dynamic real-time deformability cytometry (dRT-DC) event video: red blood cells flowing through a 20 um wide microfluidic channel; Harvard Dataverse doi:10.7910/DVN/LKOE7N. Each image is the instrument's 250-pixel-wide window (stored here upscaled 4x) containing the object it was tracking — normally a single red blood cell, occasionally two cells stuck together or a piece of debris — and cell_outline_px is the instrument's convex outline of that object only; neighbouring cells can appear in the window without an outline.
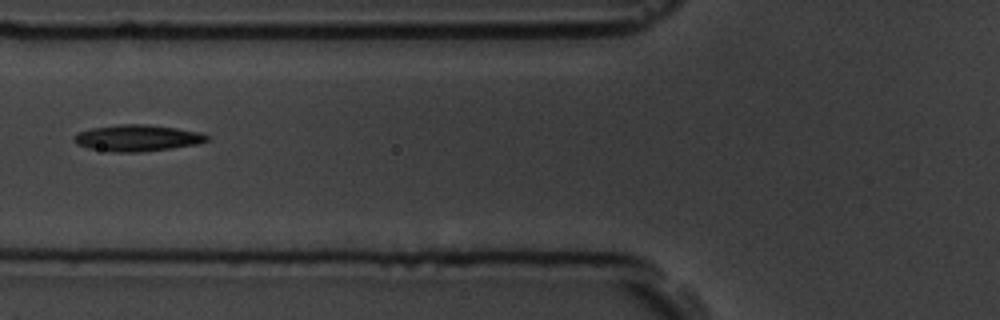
{"species": "common noctule bat (a hibernating species)", "species_latin": "Nyctalus noctula", "temperature_condition": "room temperature", "stored_images_in_passage": 8, "camera_frame_rate_fps": 3000, "um_per_image_px": 0.085, "animal": {"sex": "male", "body_mass_g": 19.5, "forearm_length_mm": 54.6}, "frame": {"image": 1, "passage_image": 4, "time_ms": 3.333, "image_size_px": [1000, 320], "cell_outline_px": [[208, 140], [196, 144], [172, 148], [140, 152], [108, 152], [88, 148], [76, 144], [72, 140], [72, 136], [76, 132], [92, 128], [120, 124], [148, 124], [176, 128], [200, 132], [208, 136]], "centroid_in_image_um": [11.6, 11.73], "position_along_channel_um": 114.2, "area_um2": 20.63}}
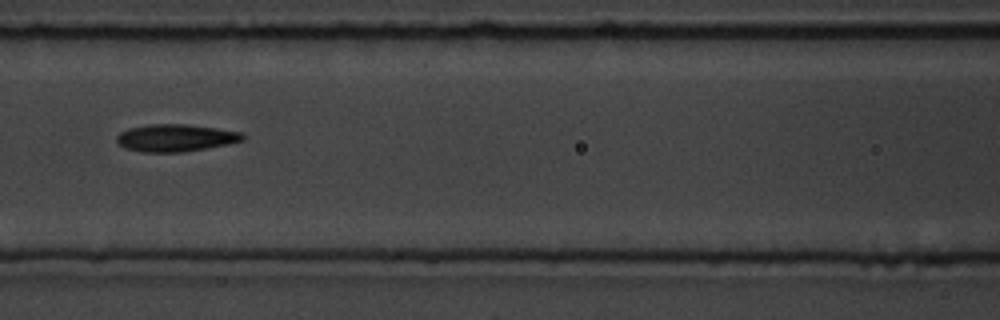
{"frame": {"image": 2, "passage_image": 5, "time_ms": 4.333, "image_size_px": [1000, 320], "cell_outline_px": [[244, 140], [228, 144], [180, 152], [144, 152], [124, 148], [116, 144], [116, 136], [120, 132], [128, 128], [148, 124], [184, 124], [216, 128], [240, 132], [244, 136]], "centroid_in_image_um": [14.85, 11.71], "position_along_channel_um": 151.7, "area_um2": 20.0}}